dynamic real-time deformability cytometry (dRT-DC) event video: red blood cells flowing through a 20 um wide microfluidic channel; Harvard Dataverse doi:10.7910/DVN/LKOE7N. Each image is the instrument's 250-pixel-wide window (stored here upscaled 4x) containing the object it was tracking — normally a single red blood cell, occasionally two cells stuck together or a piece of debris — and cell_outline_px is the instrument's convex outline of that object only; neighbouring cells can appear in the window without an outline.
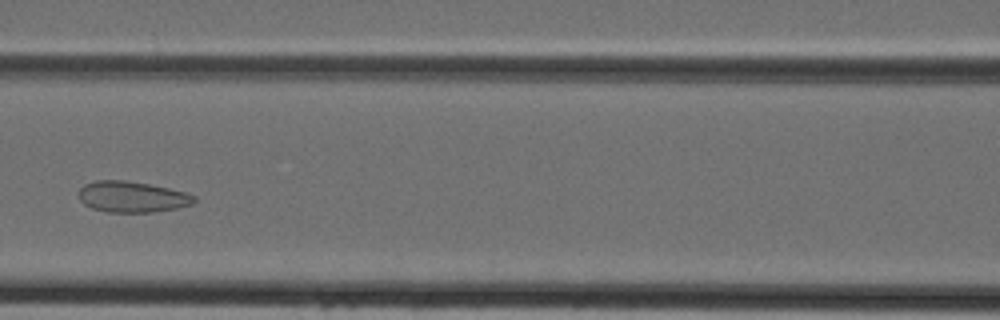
{"species": "Egyptian fruit bat (a non-hibernating species)", "species_latin": "Rousettus aegyptiacus", "temperature_condition": "cold", "stored_images_in_passage": 41, "camera_frame_rate_fps": 3000, "um_per_image_px": 0.085, "animal": {"sex": "female"}, "frame": {"image": 1, "passage_image": 15, "time_ms": 4.667, "image_size_px": [1000, 320], "cell_outline_px": [[196, 200], [192, 204], [176, 208], [152, 212], [108, 212], [92, 208], [84, 204], [80, 200], [80, 188], [84, 184], [96, 180], [124, 180], [148, 184], [168, 188], [184, 192], [196, 196]], "centroid_in_image_um": [11.22, 16.73], "position_along_channel_um": 155.4, "area_um2": 20.69}}
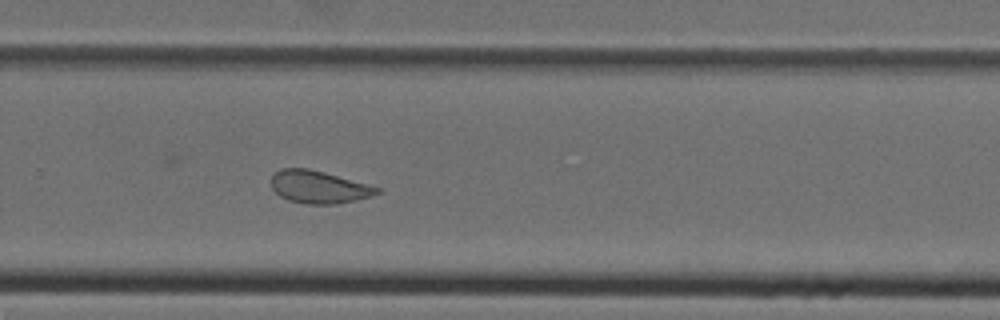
{"frame": {"image": 2, "passage_image": 25, "time_ms": 8.0, "image_size_px": [1000, 320], "cell_outline_px": [[380, 192], [372, 196], [356, 200], [336, 204], [308, 204], [288, 200], [280, 196], [272, 188], [272, 176], [280, 168], [308, 168], [324, 172], [380, 188]], "centroid_in_image_um": [27.08, 15.9], "position_along_channel_um": 302.7, "area_um2": 19.88}}
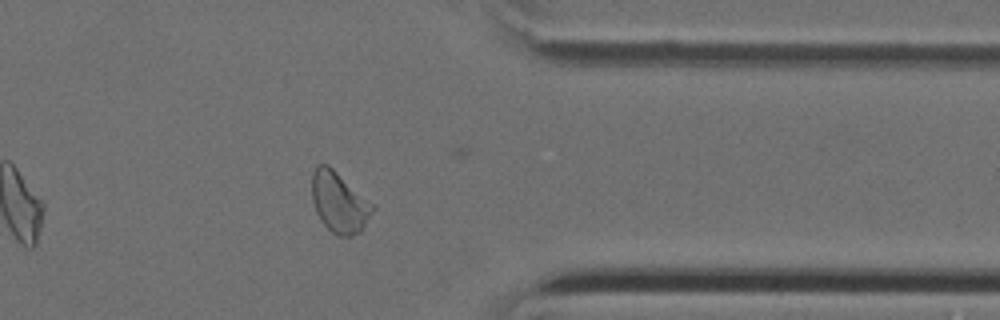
{"frame": {"image": 3, "passage_image": 31, "time_ms": 10.0, "image_size_px": [1000, 320], "cell_outline_px": [[376, 208], [360, 232], [352, 236], [336, 236], [320, 220], [316, 212], [312, 200], [312, 172], [316, 164], [328, 164], [372, 204]], "centroid_in_image_um": [28.81, 17.21], "position_along_channel_um": 382.6, "area_um2": 21.27}}